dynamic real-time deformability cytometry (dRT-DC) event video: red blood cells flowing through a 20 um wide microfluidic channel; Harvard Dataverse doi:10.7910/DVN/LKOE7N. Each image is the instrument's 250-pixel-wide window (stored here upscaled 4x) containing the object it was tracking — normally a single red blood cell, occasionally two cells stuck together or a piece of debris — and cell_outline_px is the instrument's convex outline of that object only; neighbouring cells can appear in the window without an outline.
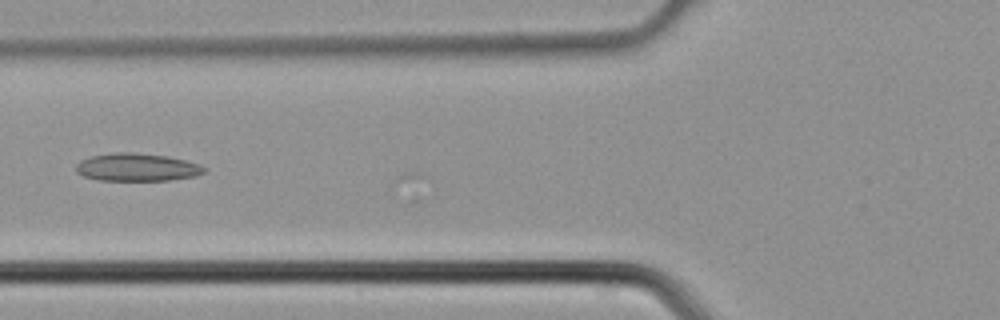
{"species": "common noctule bat (a hibernating species)", "species_latin": "Nyctalus noctula", "temperature_condition": "cold", "stored_images_in_passage": 3, "camera_frame_rate_fps": 3000, "um_per_image_px": 0.085, "animal": {"sex": "male", "body_mass_g": 21.5, "forearm_length_mm": 52.0}, "frame": {"image": 1, "passage_image": 3, "time_ms": 0.667, "image_size_px": [1000, 320], "cell_outline_px": [[208, 168], [204, 172], [196, 176], [168, 180], [96, 180], [84, 176], [76, 172], [76, 164], [80, 160], [92, 156], [112, 152], [132, 152], [168, 156], [200, 164]], "centroid_in_image_um": [11.64, 14.21], "position_along_channel_um": 114.2, "area_um2": 20.87}}